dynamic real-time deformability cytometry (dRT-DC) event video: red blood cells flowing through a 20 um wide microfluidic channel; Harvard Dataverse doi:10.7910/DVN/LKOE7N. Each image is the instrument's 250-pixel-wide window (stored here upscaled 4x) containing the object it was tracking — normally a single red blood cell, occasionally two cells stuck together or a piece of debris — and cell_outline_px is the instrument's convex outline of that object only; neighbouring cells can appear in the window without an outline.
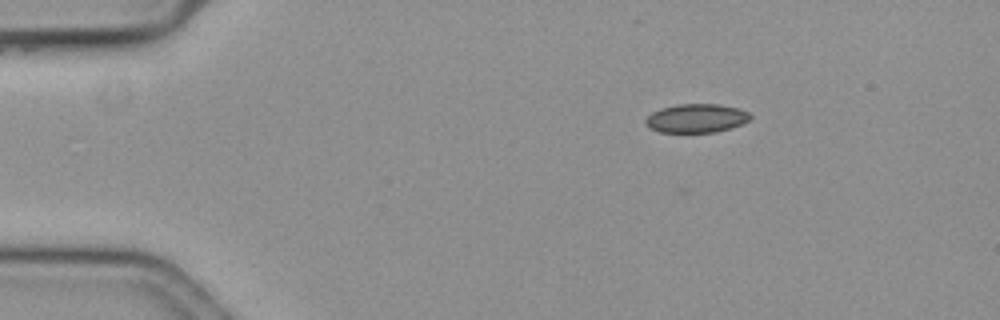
{"species": "common noctule bat (a hibernating species)", "species_latin": "Nyctalus noctula", "temperature_condition": "cold", "stored_images_in_passage": 49, "camera_frame_rate_fps": 3000, "um_per_image_px": 0.085, "animal": {"sex": "female", "body_mass_g": 19.3, "forearm_length_mm": 54.1}, "frame": {"image": 1, "passage_image": 1, "time_ms": 0.0, "image_size_px": [1000, 320], "cell_outline_px": [[752, 116], [748, 120], [732, 128], [716, 132], [660, 132], [644, 124], [644, 120], [652, 112], [660, 108], [676, 104], [720, 104], [740, 108], [748, 112]], "centroid_in_image_um": [59.19, 10.04], "position_along_channel_um": 25.8, "area_um2": 17.63}}
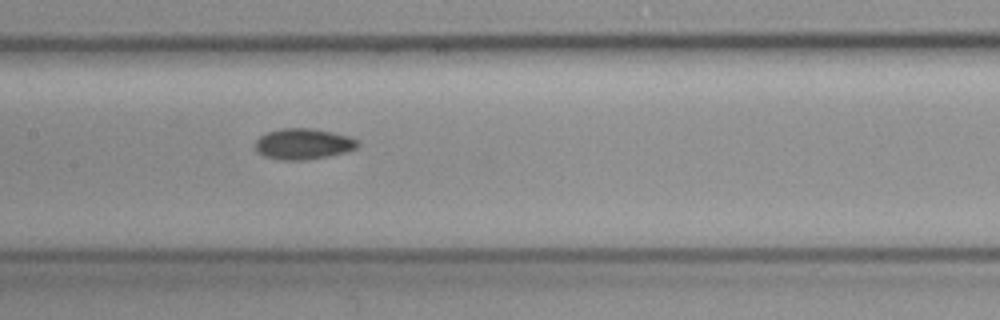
{"frame": {"image": 2, "passage_image": 20, "time_ms": 6.333, "image_size_px": [1000, 320], "cell_outline_px": [[360, 144], [356, 148], [344, 152], [328, 156], [304, 160], [280, 160], [264, 156], [256, 152], [256, 140], [260, 136], [268, 132], [280, 128], [312, 128], [352, 136], [360, 140]], "centroid_in_image_um": [25.8, 12.23], "position_along_channel_um": 181.6, "area_um2": 18.61}}
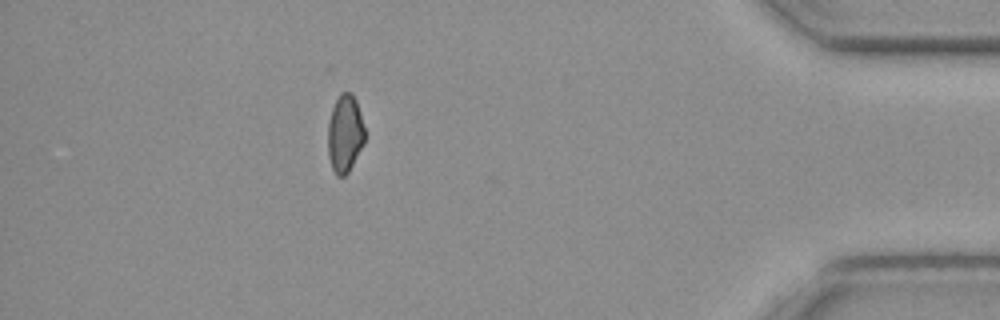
{"frame": {"image": 3, "passage_image": 43, "time_ms": 14.0, "image_size_px": [1000, 320], "cell_outline_px": [[364, 144], [348, 172], [344, 176], [336, 176], [332, 168], [328, 156], [328, 120], [332, 108], [340, 92], [352, 92], [356, 100], [360, 112], [364, 128]], "centroid_in_image_um": [29.31, 11.35], "position_along_channel_um": 405.9, "area_um2": 16.76}}